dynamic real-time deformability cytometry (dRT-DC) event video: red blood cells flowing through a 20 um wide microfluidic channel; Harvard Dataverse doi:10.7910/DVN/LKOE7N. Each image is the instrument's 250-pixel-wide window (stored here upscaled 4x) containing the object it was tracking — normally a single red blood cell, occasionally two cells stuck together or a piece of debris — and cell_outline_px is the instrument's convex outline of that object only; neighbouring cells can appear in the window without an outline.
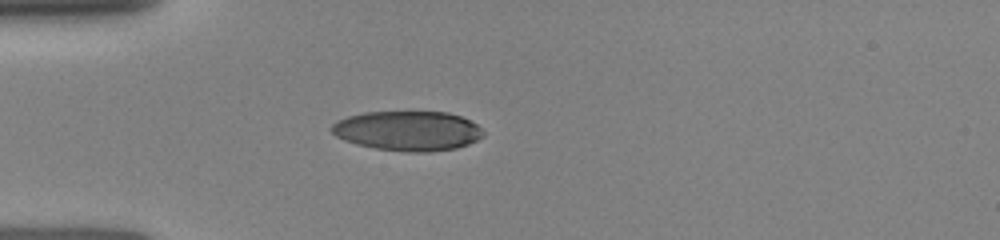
{"species": "human", "species_latin": "Homo sapiens", "temperature_condition": "room temperature", "stored_images_in_passage": 2, "camera_frame_rate_fps": 3000, "um_per_image_px": 0.085, "donor": {"sex": "female"}, "frame": {"image": 1, "passage_image": 1, "time_ms": 0.0, "image_size_px": [1000, 240], "cell_outline_px": [[484, 136], [468, 144], [456, 148], [428, 152], [408, 152], [376, 148], [356, 144], [344, 140], [336, 136], [328, 128], [336, 120], [348, 116], [364, 112], [448, 112], [460, 116], [476, 124], [484, 132]], "centroid_in_image_um": [34.63, 11.12], "position_along_channel_um": 50.4, "area_um2": 35.14}}